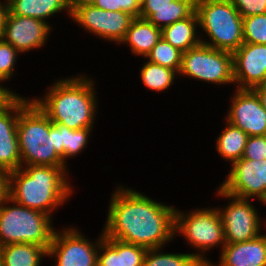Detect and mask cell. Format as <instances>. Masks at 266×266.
Listing matches in <instances>:
<instances>
[{"label": "cell", "mask_w": 266, "mask_h": 266, "mask_svg": "<svg viewBox=\"0 0 266 266\" xmlns=\"http://www.w3.org/2000/svg\"><path fill=\"white\" fill-rule=\"evenodd\" d=\"M9 100L10 98L0 89V108Z\"/></svg>", "instance_id": "cell-39"}, {"label": "cell", "mask_w": 266, "mask_h": 266, "mask_svg": "<svg viewBox=\"0 0 266 266\" xmlns=\"http://www.w3.org/2000/svg\"><path fill=\"white\" fill-rule=\"evenodd\" d=\"M117 7L135 18L140 17L141 0H117Z\"/></svg>", "instance_id": "cell-33"}, {"label": "cell", "mask_w": 266, "mask_h": 266, "mask_svg": "<svg viewBox=\"0 0 266 266\" xmlns=\"http://www.w3.org/2000/svg\"><path fill=\"white\" fill-rule=\"evenodd\" d=\"M195 12L196 0H174L171 1L170 7L141 8L140 17L148 19L153 25L162 29L176 21L191 17Z\"/></svg>", "instance_id": "cell-20"}, {"label": "cell", "mask_w": 266, "mask_h": 266, "mask_svg": "<svg viewBox=\"0 0 266 266\" xmlns=\"http://www.w3.org/2000/svg\"><path fill=\"white\" fill-rule=\"evenodd\" d=\"M227 123L226 129L218 137L217 150L223 158L234 163L242 158L249 136L240 128Z\"/></svg>", "instance_id": "cell-24"}, {"label": "cell", "mask_w": 266, "mask_h": 266, "mask_svg": "<svg viewBox=\"0 0 266 266\" xmlns=\"http://www.w3.org/2000/svg\"><path fill=\"white\" fill-rule=\"evenodd\" d=\"M50 29L43 20L8 12L1 38L21 53L43 46Z\"/></svg>", "instance_id": "cell-15"}, {"label": "cell", "mask_w": 266, "mask_h": 266, "mask_svg": "<svg viewBox=\"0 0 266 266\" xmlns=\"http://www.w3.org/2000/svg\"><path fill=\"white\" fill-rule=\"evenodd\" d=\"M252 90L257 94L261 105L266 111V83L256 86Z\"/></svg>", "instance_id": "cell-36"}, {"label": "cell", "mask_w": 266, "mask_h": 266, "mask_svg": "<svg viewBox=\"0 0 266 266\" xmlns=\"http://www.w3.org/2000/svg\"><path fill=\"white\" fill-rule=\"evenodd\" d=\"M180 73L212 83H232L234 82L233 55L231 52L201 43L182 52Z\"/></svg>", "instance_id": "cell-7"}, {"label": "cell", "mask_w": 266, "mask_h": 266, "mask_svg": "<svg viewBox=\"0 0 266 266\" xmlns=\"http://www.w3.org/2000/svg\"><path fill=\"white\" fill-rule=\"evenodd\" d=\"M218 193L232 198L225 210L219 211L225 232V243H240L259 236L260 220L247 198L230 195L219 188Z\"/></svg>", "instance_id": "cell-9"}, {"label": "cell", "mask_w": 266, "mask_h": 266, "mask_svg": "<svg viewBox=\"0 0 266 266\" xmlns=\"http://www.w3.org/2000/svg\"><path fill=\"white\" fill-rule=\"evenodd\" d=\"M86 77L61 80L43 100H33L52 123L72 130L92 128L95 115L93 84Z\"/></svg>", "instance_id": "cell-3"}, {"label": "cell", "mask_w": 266, "mask_h": 266, "mask_svg": "<svg viewBox=\"0 0 266 266\" xmlns=\"http://www.w3.org/2000/svg\"><path fill=\"white\" fill-rule=\"evenodd\" d=\"M242 157L257 161L266 159V135L249 136Z\"/></svg>", "instance_id": "cell-31"}, {"label": "cell", "mask_w": 266, "mask_h": 266, "mask_svg": "<svg viewBox=\"0 0 266 266\" xmlns=\"http://www.w3.org/2000/svg\"><path fill=\"white\" fill-rule=\"evenodd\" d=\"M181 232L191 244L203 251L222 242L225 243V232L219 210H196L189 215L175 210V229Z\"/></svg>", "instance_id": "cell-8"}, {"label": "cell", "mask_w": 266, "mask_h": 266, "mask_svg": "<svg viewBox=\"0 0 266 266\" xmlns=\"http://www.w3.org/2000/svg\"><path fill=\"white\" fill-rule=\"evenodd\" d=\"M242 18L266 13V0H230Z\"/></svg>", "instance_id": "cell-32"}, {"label": "cell", "mask_w": 266, "mask_h": 266, "mask_svg": "<svg viewBox=\"0 0 266 266\" xmlns=\"http://www.w3.org/2000/svg\"><path fill=\"white\" fill-rule=\"evenodd\" d=\"M174 0H141V8H163L170 7Z\"/></svg>", "instance_id": "cell-34"}, {"label": "cell", "mask_w": 266, "mask_h": 266, "mask_svg": "<svg viewBox=\"0 0 266 266\" xmlns=\"http://www.w3.org/2000/svg\"><path fill=\"white\" fill-rule=\"evenodd\" d=\"M3 5L0 3V38L2 37L3 34L5 19L8 13V2H6V4Z\"/></svg>", "instance_id": "cell-37"}, {"label": "cell", "mask_w": 266, "mask_h": 266, "mask_svg": "<svg viewBox=\"0 0 266 266\" xmlns=\"http://www.w3.org/2000/svg\"><path fill=\"white\" fill-rule=\"evenodd\" d=\"M99 250L103 254L97 256V266H143L147 248L118 239L108 238L102 234L99 239Z\"/></svg>", "instance_id": "cell-17"}, {"label": "cell", "mask_w": 266, "mask_h": 266, "mask_svg": "<svg viewBox=\"0 0 266 266\" xmlns=\"http://www.w3.org/2000/svg\"><path fill=\"white\" fill-rule=\"evenodd\" d=\"M104 236L147 249L161 248L175 234V208L132 189L119 188L111 198Z\"/></svg>", "instance_id": "cell-1"}, {"label": "cell", "mask_w": 266, "mask_h": 266, "mask_svg": "<svg viewBox=\"0 0 266 266\" xmlns=\"http://www.w3.org/2000/svg\"><path fill=\"white\" fill-rule=\"evenodd\" d=\"M0 204V247L16 243L40 245L46 250L54 235L50 215L18 203L3 207Z\"/></svg>", "instance_id": "cell-6"}, {"label": "cell", "mask_w": 266, "mask_h": 266, "mask_svg": "<svg viewBox=\"0 0 266 266\" xmlns=\"http://www.w3.org/2000/svg\"><path fill=\"white\" fill-rule=\"evenodd\" d=\"M70 15L83 28L94 32L99 37L121 42L130 27L132 15L124 11L102 10L93 5L74 8Z\"/></svg>", "instance_id": "cell-11"}, {"label": "cell", "mask_w": 266, "mask_h": 266, "mask_svg": "<svg viewBox=\"0 0 266 266\" xmlns=\"http://www.w3.org/2000/svg\"><path fill=\"white\" fill-rule=\"evenodd\" d=\"M0 266H3L1 255H0Z\"/></svg>", "instance_id": "cell-41"}, {"label": "cell", "mask_w": 266, "mask_h": 266, "mask_svg": "<svg viewBox=\"0 0 266 266\" xmlns=\"http://www.w3.org/2000/svg\"><path fill=\"white\" fill-rule=\"evenodd\" d=\"M160 38L161 28L153 25L148 19L136 17L121 43H129L134 54L146 57Z\"/></svg>", "instance_id": "cell-19"}, {"label": "cell", "mask_w": 266, "mask_h": 266, "mask_svg": "<svg viewBox=\"0 0 266 266\" xmlns=\"http://www.w3.org/2000/svg\"><path fill=\"white\" fill-rule=\"evenodd\" d=\"M219 266H266V235L225 244Z\"/></svg>", "instance_id": "cell-18"}, {"label": "cell", "mask_w": 266, "mask_h": 266, "mask_svg": "<svg viewBox=\"0 0 266 266\" xmlns=\"http://www.w3.org/2000/svg\"><path fill=\"white\" fill-rule=\"evenodd\" d=\"M227 122L248 136L266 135V111L252 89H238Z\"/></svg>", "instance_id": "cell-13"}, {"label": "cell", "mask_w": 266, "mask_h": 266, "mask_svg": "<svg viewBox=\"0 0 266 266\" xmlns=\"http://www.w3.org/2000/svg\"><path fill=\"white\" fill-rule=\"evenodd\" d=\"M197 24H199V21L195 12L191 17L176 21L162 28L161 37L173 47L185 52L201 44L202 40L195 37V25Z\"/></svg>", "instance_id": "cell-21"}, {"label": "cell", "mask_w": 266, "mask_h": 266, "mask_svg": "<svg viewBox=\"0 0 266 266\" xmlns=\"http://www.w3.org/2000/svg\"><path fill=\"white\" fill-rule=\"evenodd\" d=\"M8 12L12 15L32 17L45 21L54 13L70 8L67 0H8Z\"/></svg>", "instance_id": "cell-22"}, {"label": "cell", "mask_w": 266, "mask_h": 266, "mask_svg": "<svg viewBox=\"0 0 266 266\" xmlns=\"http://www.w3.org/2000/svg\"><path fill=\"white\" fill-rule=\"evenodd\" d=\"M158 250H147L143 266H213L199 254H161Z\"/></svg>", "instance_id": "cell-25"}, {"label": "cell", "mask_w": 266, "mask_h": 266, "mask_svg": "<svg viewBox=\"0 0 266 266\" xmlns=\"http://www.w3.org/2000/svg\"><path fill=\"white\" fill-rule=\"evenodd\" d=\"M244 43L266 44V13L243 18Z\"/></svg>", "instance_id": "cell-29"}, {"label": "cell", "mask_w": 266, "mask_h": 266, "mask_svg": "<svg viewBox=\"0 0 266 266\" xmlns=\"http://www.w3.org/2000/svg\"><path fill=\"white\" fill-rule=\"evenodd\" d=\"M3 266H39L47 250L31 243H16L0 247Z\"/></svg>", "instance_id": "cell-23"}, {"label": "cell", "mask_w": 266, "mask_h": 266, "mask_svg": "<svg viewBox=\"0 0 266 266\" xmlns=\"http://www.w3.org/2000/svg\"><path fill=\"white\" fill-rule=\"evenodd\" d=\"M221 189L240 198L258 197L266 204V159L249 160L243 157L232 163V169Z\"/></svg>", "instance_id": "cell-10"}, {"label": "cell", "mask_w": 266, "mask_h": 266, "mask_svg": "<svg viewBox=\"0 0 266 266\" xmlns=\"http://www.w3.org/2000/svg\"><path fill=\"white\" fill-rule=\"evenodd\" d=\"M97 244L88 242L77 230L67 229L63 234L55 231L47 256L55 255L56 266H97Z\"/></svg>", "instance_id": "cell-12"}, {"label": "cell", "mask_w": 266, "mask_h": 266, "mask_svg": "<svg viewBox=\"0 0 266 266\" xmlns=\"http://www.w3.org/2000/svg\"><path fill=\"white\" fill-rule=\"evenodd\" d=\"M17 137L21 163L65 167L57 145V127L32 100L19 97Z\"/></svg>", "instance_id": "cell-4"}, {"label": "cell", "mask_w": 266, "mask_h": 266, "mask_svg": "<svg viewBox=\"0 0 266 266\" xmlns=\"http://www.w3.org/2000/svg\"><path fill=\"white\" fill-rule=\"evenodd\" d=\"M233 55L234 82L237 89H253L266 83V44L243 43Z\"/></svg>", "instance_id": "cell-14"}, {"label": "cell", "mask_w": 266, "mask_h": 266, "mask_svg": "<svg viewBox=\"0 0 266 266\" xmlns=\"http://www.w3.org/2000/svg\"><path fill=\"white\" fill-rule=\"evenodd\" d=\"M196 14L212 41L202 44L233 53L244 43L243 18L230 0H196Z\"/></svg>", "instance_id": "cell-5"}, {"label": "cell", "mask_w": 266, "mask_h": 266, "mask_svg": "<svg viewBox=\"0 0 266 266\" xmlns=\"http://www.w3.org/2000/svg\"><path fill=\"white\" fill-rule=\"evenodd\" d=\"M11 111L15 113L14 116L11 115ZM18 118L19 97L17 96L0 108V169L8 173L23 167L17 137Z\"/></svg>", "instance_id": "cell-16"}, {"label": "cell", "mask_w": 266, "mask_h": 266, "mask_svg": "<svg viewBox=\"0 0 266 266\" xmlns=\"http://www.w3.org/2000/svg\"><path fill=\"white\" fill-rule=\"evenodd\" d=\"M175 70L151 62H146L141 69V79L146 87L161 91L167 89L174 80Z\"/></svg>", "instance_id": "cell-27"}, {"label": "cell", "mask_w": 266, "mask_h": 266, "mask_svg": "<svg viewBox=\"0 0 266 266\" xmlns=\"http://www.w3.org/2000/svg\"><path fill=\"white\" fill-rule=\"evenodd\" d=\"M53 124L57 127L58 150L65 162V158L74 156L84 149L91 128L72 130L58 123Z\"/></svg>", "instance_id": "cell-26"}, {"label": "cell", "mask_w": 266, "mask_h": 266, "mask_svg": "<svg viewBox=\"0 0 266 266\" xmlns=\"http://www.w3.org/2000/svg\"><path fill=\"white\" fill-rule=\"evenodd\" d=\"M17 53L19 52L11 44L0 38V75L5 80L12 76Z\"/></svg>", "instance_id": "cell-30"}, {"label": "cell", "mask_w": 266, "mask_h": 266, "mask_svg": "<svg viewBox=\"0 0 266 266\" xmlns=\"http://www.w3.org/2000/svg\"><path fill=\"white\" fill-rule=\"evenodd\" d=\"M93 6L102 10L119 11L117 0H95Z\"/></svg>", "instance_id": "cell-35"}, {"label": "cell", "mask_w": 266, "mask_h": 266, "mask_svg": "<svg viewBox=\"0 0 266 266\" xmlns=\"http://www.w3.org/2000/svg\"><path fill=\"white\" fill-rule=\"evenodd\" d=\"M70 8V12L80 6L93 5L95 0H67Z\"/></svg>", "instance_id": "cell-38"}, {"label": "cell", "mask_w": 266, "mask_h": 266, "mask_svg": "<svg viewBox=\"0 0 266 266\" xmlns=\"http://www.w3.org/2000/svg\"><path fill=\"white\" fill-rule=\"evenodd\" d=\"M3 81V80H5L1 75H0V81ZM0 89L11 99V98H15V97H17V95L16 94H14L13 92H11V91H9L8 89H6V88H3V87H1L0 86Z\"/></svg>", "instance_id": "cell-40"}, {"label": "cell", "mask_w": 266, "mask_h": 266, "mask_svg": "<svg viewBox=\"0 0 266 266\" xmlns=\"http://www.w3.org/2000/svg\"><path fill=\"white\" fill-rule=\"evenodd\" d=\"M149 62L171 68L179 73L181 68L182 51L173 47L162 37L146 56Z\"/></svg>", "instance_id": "cell-28"}, {"label": "cell", "mask_w": 266, "mask_h": 266, "mask_svg": "<svg viewBox=\"0 0 266 266\" xmlns=\"http://www.w3.org/2000/svg\"><path fill=\"white\" fill-rule=\"evenodd\" d=\"M65 168L27 165L25 170L9 172L8 201L49 215L72 192L65 178Z\"/></svg>", "instance_id": "cell-2"}]
</instances>
